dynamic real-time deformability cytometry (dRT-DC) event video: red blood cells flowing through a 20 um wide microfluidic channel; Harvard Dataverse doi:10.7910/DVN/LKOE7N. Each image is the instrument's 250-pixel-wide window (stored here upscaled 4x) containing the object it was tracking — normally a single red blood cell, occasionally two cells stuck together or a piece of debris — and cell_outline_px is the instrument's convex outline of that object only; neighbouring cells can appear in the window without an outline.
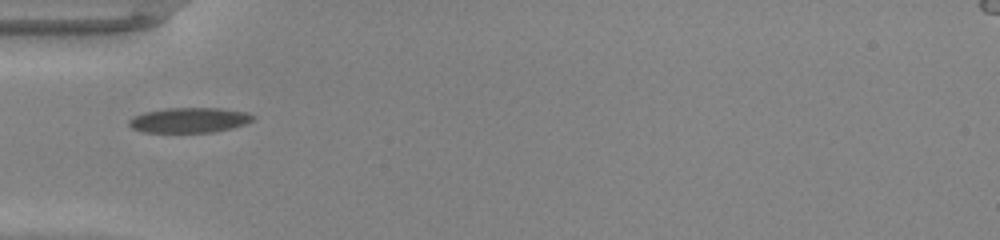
{"species": "common noctule bat (a hibernating species)", "species_latin": "Nyctalus noctula", "temperature_condition": "warm", "stored_images_in_passage": 33, "camera_frame_rate_fps": 3000, "um_per_image_px": 0.085, "animal": {"sex": "male", "body_mass_g": 20.0, "forearm_length_mm": 53.3}, "frame": {"image": 1, "passage_image": 1, "time_ms": 0.0, "image_size_px": [1000, 240], "cell_outline_px": [[256, 120], [248, 124], [232, 128], [212, 132], [144, 132], [132, 128], [128, 124], [128, 120], [132, 116], [144, 112], [164, 108], [220, 108], [248, 112], [256, 116]], "centroid_in_image_um": [16.14, 10.2], "position_along_channel_um": 68.9, "area_um2": 18.44}}
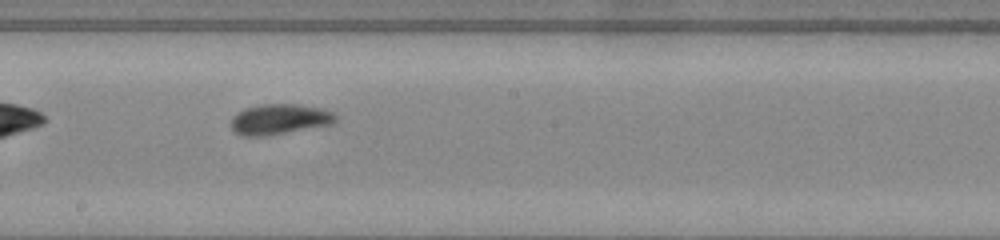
{"frame": {"image": 2, "passage_image": 12, "time_ms": 3.667, "image_size_px": [1000, 240], "cell_outline_px": [[336, 120], [332, 124], [268, 136], [240, 136], [228, 124], [232, 116], [244, 108], [260, 104], [296, 104], [324, 108], [332, 112], [336, 116]], "centroid_in_image_um": [23.72, 10.13], "position_along_channel_um": 224.5, "area_um2": 18.84}}
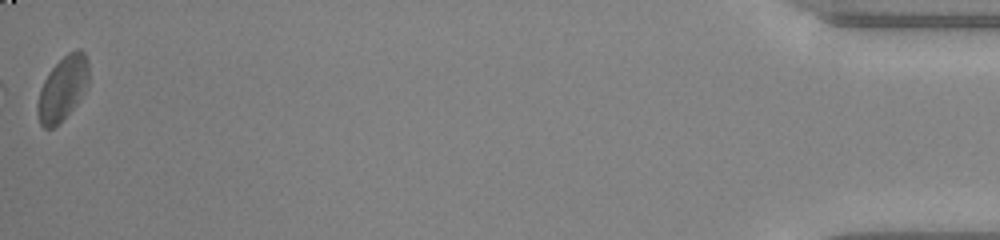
{"frame": {"image": 3, "passage_image": 33, "time_ms": 10.667, "image_size_px": [1000, 240], "cell_outline_px": [[88, 84], [76, 104], [52, 128], [44, 128], [40, 124], [36, 112], [36, 104], [40, 88], [48, 72], [68, 52], [80, 48], [84, 52], [88, 60]], "centroid_in_image_um": [5.3, 7.49], "position_along_channel_um": 429.9, "area_um2": 18.96}, "authors_computed_cell_mechanics": {"area_um2": 18.207, "velocity_mm_per_s": 4.2536, "shape_relaxation_time_tau1_ms": 2.5996, "shape_relaxation_time_tau2_ms": 0.8558, "deformation_change_tau1": 0.1261, "deformation_change_tau2": 0.037}}